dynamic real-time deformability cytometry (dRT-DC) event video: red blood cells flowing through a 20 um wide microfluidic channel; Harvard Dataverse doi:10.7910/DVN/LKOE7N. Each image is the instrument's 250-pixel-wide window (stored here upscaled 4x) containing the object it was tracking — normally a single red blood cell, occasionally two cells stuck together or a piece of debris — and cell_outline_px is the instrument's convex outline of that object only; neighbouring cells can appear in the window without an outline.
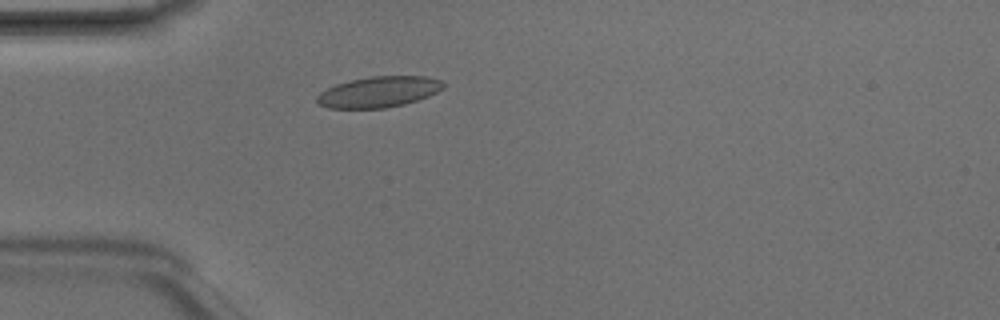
{"species": "Egyptian fruit bat (a non-hibernating species)", "species_latin": "Rousettus aegyptiacus", "temperature_condition": "room temperature", "stored_images_in_passage": 3, "camera_frame_rate_fps": 3000, "um_per_image_px": 0.085, "animal": {"sex": "male"}, "frame": {"image": 1, "passage_image": 3, "time_ms": 0.667, "image_size_px": [1000, 320], "cell_outline_px": [[444, 88], [428, 96], [404, 104], [384, 108], [328, 108], [320, 104], [316, 100], [316, 96], [320, 92], [336, 84], [368, 76], [428, 76], [440, 80], [444, 84]], "centroid_in_image_um": [32.19, 7.8], "position_along_channel_um": 52.8, "area_um2": 22.6}}